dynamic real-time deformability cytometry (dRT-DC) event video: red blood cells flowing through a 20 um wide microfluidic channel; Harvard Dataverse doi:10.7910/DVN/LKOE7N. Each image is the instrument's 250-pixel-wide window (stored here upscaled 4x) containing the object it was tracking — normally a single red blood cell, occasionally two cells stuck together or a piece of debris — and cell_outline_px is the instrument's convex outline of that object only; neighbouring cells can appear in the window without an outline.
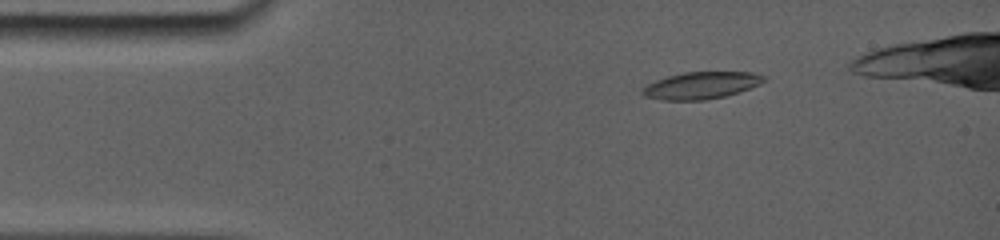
{"species": "common noctule bat (a hibernating species)", "species_latin": "Nyctalus noctula", "temperature_condition": "room temperature", "stored_images_in_passage": 50, "camera_frame_rate_fps": 5000, "um_per_image_px": 0.085, "animal": {"sex": "female", "body_mass_g": 19.0, "forearm_length_mm": 56.7}, "frame": {"image": 1, "passage_image": 14, "time_ms": 2.0, "image_size_px": [1000, 240], "cell_outline_px": [[768, 80], [760, 84], [740, 92], [724, 96], [704, 100], [664, 100], [644, 96], [640, 92], [640, 88], [656, 80], [668, 76], [684, 72], [756, 72], [768, 76]], "centroid_in_image_um": [59.65, 7.25], "position_along_channel_um": 25.4, "area_um2": 19.36}}
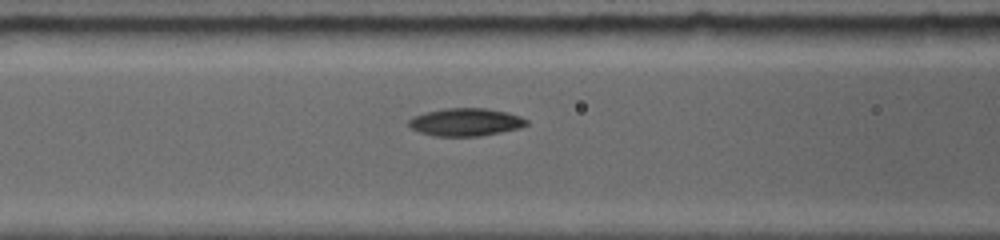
{"frame": {"image": 2, "passage_image": 42, "time_ms": 6.0, "image_size_px": [1000, 240], "cell_outline_px": [[528, 124], [516, 128], [476, 136], [436, 136], [420, 132], [412, 128], [408, 124], [408, 120], [416, 116], [428, 112], [444, 108], [484, 108], [508, 112], [520, 116], [528, 120]], "centroid_in_image_um": [39.57, 10.36], "position_along_channel_um": 127.0, "area_um2": 18.61}}
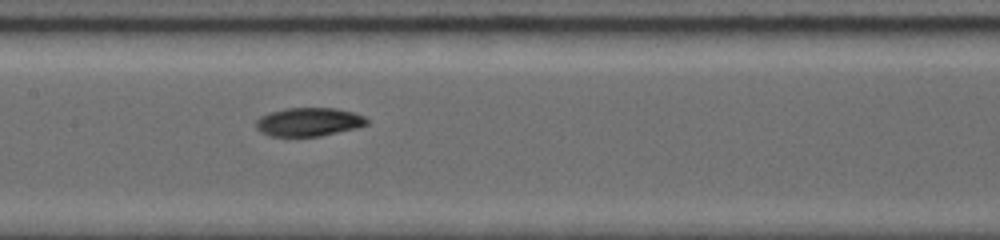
{"frame": {"image": 3, "passage_image": 49, "time_ms": 7.4, "image_size_px": [1000, 240], "cell_outline_px": [[368, 124], [352, 128], [316, 136], [272, 136], [256, 128], [256, 120], [260, 116], [284, 108], [332, 108], [352, 112], [364, 116], [368, 120]], "centroid_in_image_um": [26.21, 10.35], "position_along_channel_um": 181.2, "area_um2": 17.92}}